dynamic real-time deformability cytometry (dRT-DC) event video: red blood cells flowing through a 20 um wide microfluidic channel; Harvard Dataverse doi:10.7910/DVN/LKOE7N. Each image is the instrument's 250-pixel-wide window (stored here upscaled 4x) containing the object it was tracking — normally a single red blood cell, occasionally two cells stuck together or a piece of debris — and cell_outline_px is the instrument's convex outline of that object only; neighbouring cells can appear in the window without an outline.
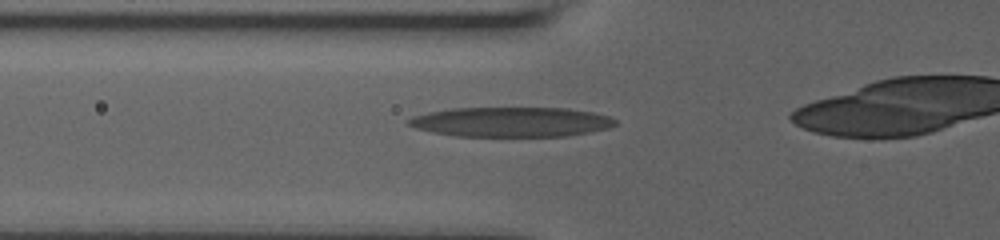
{"species": "human", "species_latin": "Homo sapiens", "temperature_condition": "room temperature", "stored_images_in_passage": 27, "camera_frame_rate_fps": 3000, "um_per_image_px": 0.085, "donor": {"sex": "male"}, "frame": {"image": 1, "passage_image": 2, "time_ms": 0.333, "image_size_px": [1000, 240], "cell_outline_px": [[616, 124], [608, 128], [568, 136], [456, 136], [432, 132], [416, 128], [408, 124], [408, 120], [412, 116], [428, 112], [452, 108], [568, 108], [592, 112], [608, 116], [616, 120]], "centroid_in_image_um": [43.44, 10.36], "position_along_channel_um": 82.4, "area_um2": 35.78}}
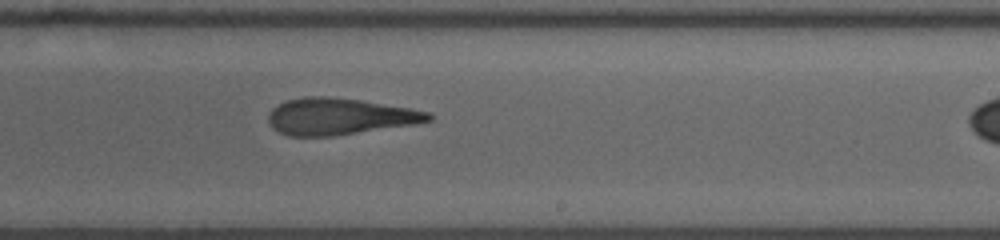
{"frame": {"image": 2, "passage_image": 16, "time_ms": 5.0, "image_size_px": [1000, 240], "cell_outline_px": [[432, 120], [412, 124], [332, 136], [288, 136], [272, 128], [268, 120], [268, 112], [272, 108], [288, 100], [304, 96], [328, 96], [360, 100], [408, 108], [428, 112], [432, 116]], "centroid_in_image_um": [28.79, 9.89], "position_along_channel_um": 260.2, "area_um2": 33.76}}
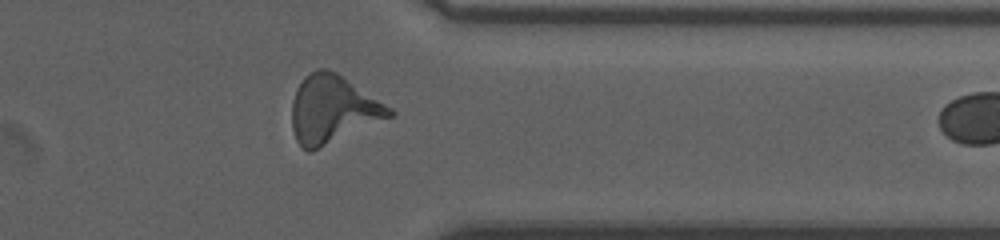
{"frame": {"image": 3, "passage_image": 26, "time_ms": 8.333, "image_size_px": [1000, 240], "cell_outline_px": [[396, 112], [392, 116], [312, 152], [308, 152], [296, 140], [292, 128], [292, 100], [296, 88], [304, 76], [316, 68], [324, 68], [336, 72], [392, 108]], "centroid_in_image_um": [28.25, 9.3], "position_along_channel_um": 383.1, "area_um2": 38.38}}